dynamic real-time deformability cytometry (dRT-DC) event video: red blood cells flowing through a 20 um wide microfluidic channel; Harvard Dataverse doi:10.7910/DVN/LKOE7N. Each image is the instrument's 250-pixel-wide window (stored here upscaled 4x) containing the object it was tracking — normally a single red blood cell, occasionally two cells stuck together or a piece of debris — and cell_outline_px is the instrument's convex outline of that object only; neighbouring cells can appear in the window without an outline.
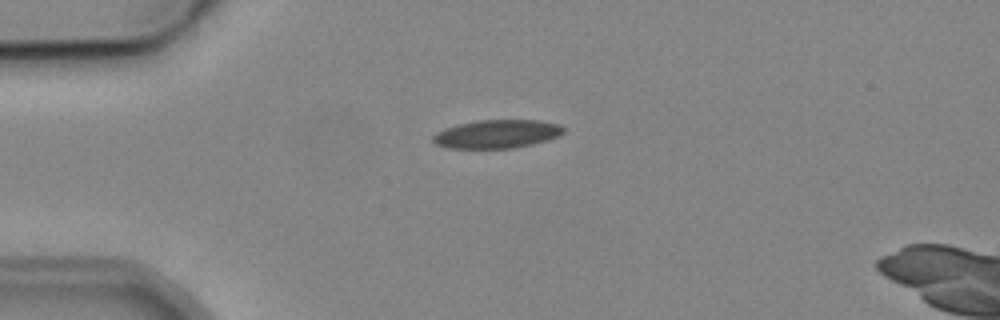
{"species": "common noctule bat (a hibernating species)", "species_latin": "Nyctalus noctula", "temperature_condition": "cold", "stored_images_in_passage": 3, "camera_frame_rate_fps": 3000, "um_per_image_px": 0.085, "animal": {"sex": "male", "body_mass_g": 19.2, "forearm_length_mm": 51.8}, "frame": {"image": 1, "passage_image": 1, "time_ms": 0.0, "image_size_px": [1000, 320], "cell_outline_px": [[564, 132], [560, 136], [532, 144], [512, 148], [448, 148], [436, 144], [432, 140], [432, 136], [436, 132], [444, 128], [476, 120], [540, 120], [560, 124], [564, 128]], "centroid_in_image_um": [42.25, 11.38], "position_along_channel_um": 42.8, "area_um2": 21.68}}